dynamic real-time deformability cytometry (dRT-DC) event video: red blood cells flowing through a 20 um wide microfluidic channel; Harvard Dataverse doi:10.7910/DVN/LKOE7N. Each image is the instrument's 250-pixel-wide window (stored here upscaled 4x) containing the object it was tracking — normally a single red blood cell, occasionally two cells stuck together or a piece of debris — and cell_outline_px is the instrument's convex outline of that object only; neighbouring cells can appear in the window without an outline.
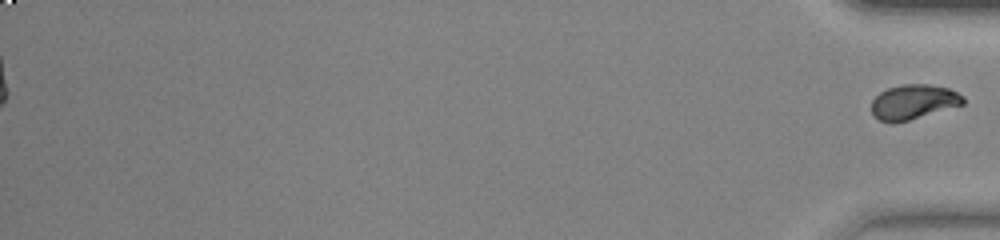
{"species": "common noctule bat (a hibernating species)", "species_latin": "Nyctalus noctula", "temperature_condition": "warm", "stored_images_in_passage": 54, "segment_of_instrument_passage": [2, 2], "camera_frame_rate_fps": 3000, "um_per_image_px": 0.085, "animal": {"sex": "female", "body_mass_g": 23.0, "forearm_length_mm": 53.4}, "frame": {"image": 1, "passage_image": 54, "time_ms": 17.667, "image_size_px": [1000, 240], "cell_outline_px": [[964, 104], [908, 120], [892, 124], [880, 120], [872, 112], [872, 100], [880, 92], [888, 88], [904, 84], [928, 84], [948, 88], [964, 96]], "centroid_in_image_um": [77.64, 8.66], "position_along_channel_um": 357.6, "area_um2": 18.38}}